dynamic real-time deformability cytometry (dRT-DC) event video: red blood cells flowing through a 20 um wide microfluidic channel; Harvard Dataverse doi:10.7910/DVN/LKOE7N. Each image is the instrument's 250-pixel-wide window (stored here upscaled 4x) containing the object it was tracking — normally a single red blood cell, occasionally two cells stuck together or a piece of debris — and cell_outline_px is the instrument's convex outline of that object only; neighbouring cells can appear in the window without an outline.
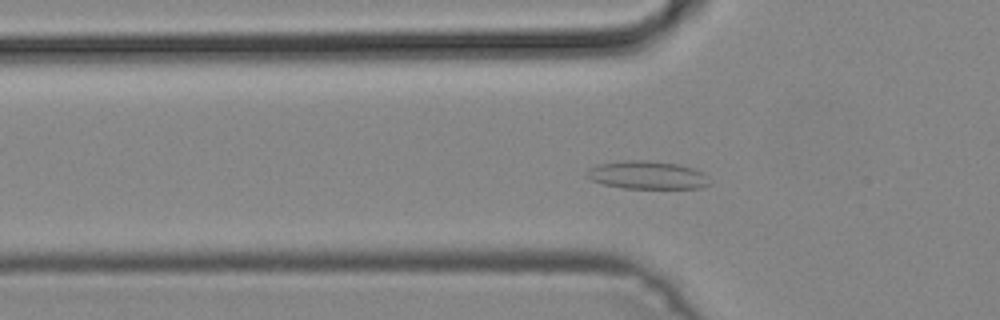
{"species": "common noctule bat (a hibernating species)", "species_latin": "Nyctalus noctula", "temperature_condition": "cold", "stored_images_in_passage": 48, "camera_frame_rate_fps": 3000, "um_per_image_px": 0.085, "animal": {"sex": "male", "body_mass_g": 19.2, "forearm_length_mm": 51.8}, "frame": {"image": 1, "passage_image": 15, "time_ms": 4.667, "image_size_px": [1000, 320], "cell_outline_px": [[712, 184], [700, 188], [624, 188], [604, 184], [592, 180], [588, 176], [588, 168], [596, 164], [624, 160], [648, 160], [680, 164], [692, 168], [700, 172]], "centroid_in_image_um": [55.0, 14.87], "position_along_channel_um": 70.8, "area_um2": 19.94}}
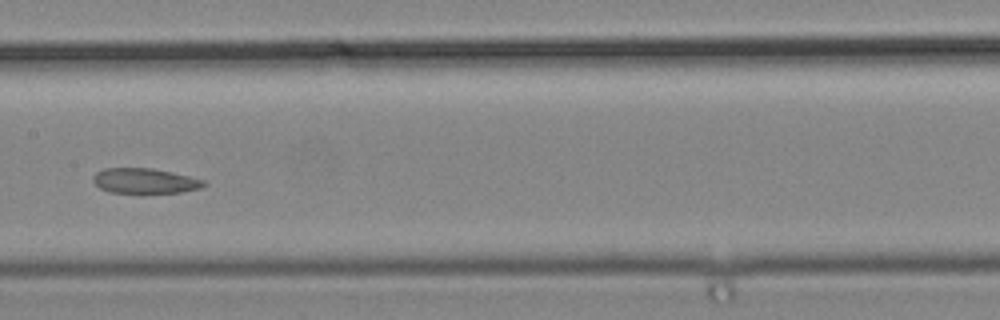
{"frame": {"image": 2, "passage_image": 24, "time_ms": 7.667, "image_size_px": [1000, 320], "cell_outline_px": [[208, 184], [200, 188], [180, 192], [140, 196], [108, 192], [100, 188], [92, 180], [92, 176], [96, 172], [104, 168], [152, 168], [172, 172], [204, 180]], "centroid_in_image_um": [12.28, 15.42], "position_along_channel_um": 195.1, "area_um2": 17.11}}
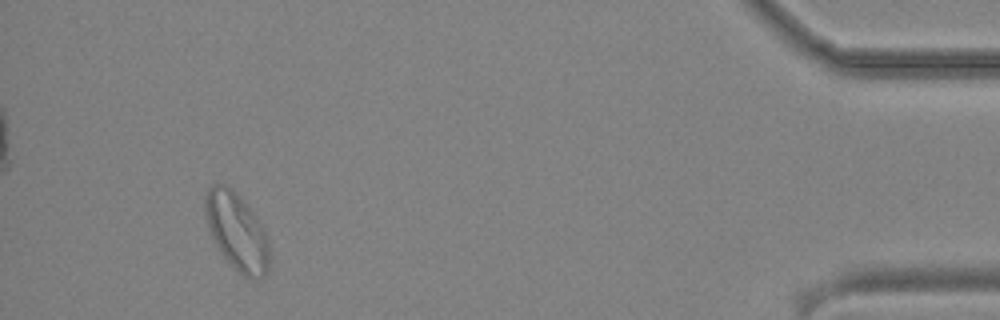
{"frame": {"image": 3, "passage_image": 45, "time_ms": 14.667, "image_size_px": [1000, 320], "cell_outline_px": [[268, 268], [264, 276], [256, 280], [252, 280], [244, 276], [216, 248], [212, 240], [208, 228], [204, 212], [204, 196], [208, 188], [212, 184], [224, 184], [232, 188], [240, 196], [256, 216], [264, 228], [268, 240]], "centroid_in_image_um": [20.1, 19.65], "position_along_channel_um": 415.1, "area_um2": 29.13}}